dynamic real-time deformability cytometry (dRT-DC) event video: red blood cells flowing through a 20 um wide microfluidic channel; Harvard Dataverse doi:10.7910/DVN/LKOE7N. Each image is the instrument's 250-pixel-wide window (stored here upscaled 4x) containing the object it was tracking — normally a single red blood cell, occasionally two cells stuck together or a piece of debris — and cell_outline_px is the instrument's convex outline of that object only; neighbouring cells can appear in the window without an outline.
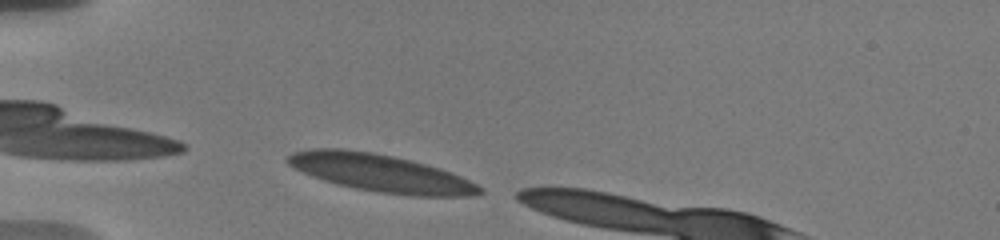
{"species": "human", "species_latin": "Homo sapiens", "temperature_condition": "warm", "stored_images_in_passage": 35, "camera_frame_rate_fps": 3000, "um_per_image_px": 0.085, "donor": {"sex": "male"}, "frame": {"image": 1, "passage_image": 2, "time_ms": 0.333, "image_size_px": [1000, 240], "cell_outline_px": [[484, 192], [472, 196], [412, 196], [380, 192], [356, 188], [336, 184], [324, 180], [304, 172], [288, 164], [284, 160], [292, 152], [308, 148], [344, 148], [372, 152], [412, 160], [440, 168], [452, 172], [484, 188]], "centroid_in_image_um": [32.36, 14.7], "position_along_channel_um": 52.6, "area_um2": 41.96}}
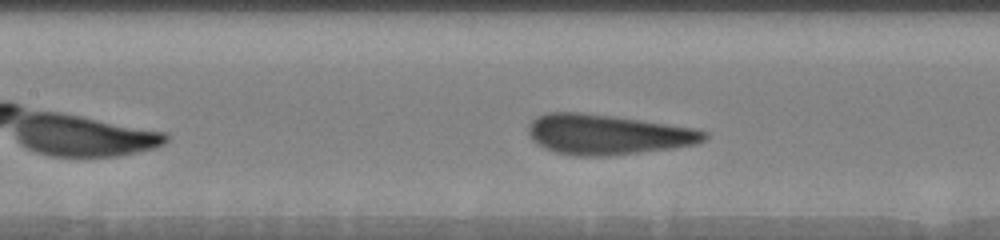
{"frame": {"image": 2, "passage_image": 12, "time_ms": 3.667, "image_size_px": [1000, 240], "cell_outline_px": [[708, 136], [704, 140], [696, 144], [672, 148], [600, 156], [576, 156], [556, 152], [532, 140], [528, 136], [528, 124], [536, 116], [548, 112], [580, 112], [616, 116], [696, 128], [708, 132]], "centroid_in_image_um": [51.63, 11.41], "position_along_channel_um": 155.8, "area_um2": 41.04}}
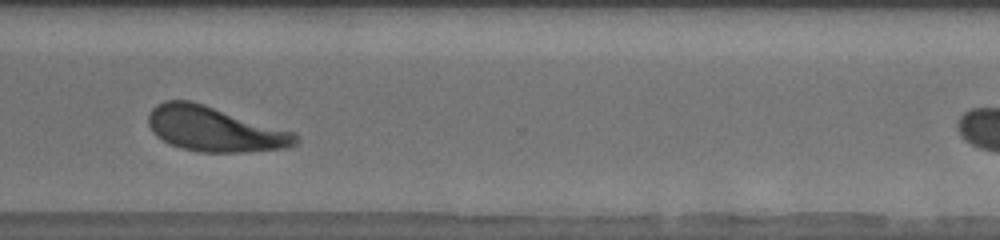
{"frame": {"image": 3, "passage_image": 28, "time_ms": 9.0, "image_size_px": [1000, 240], "cell_outline_px": [[300, 140], [296, 144], [288, 148], [244, 152], [200, 152], [180, 148], [156, 136], [152, 132], [148, 124], [148, 116], [152, 108], [156, 104], [164, 100], [192, 100], [296, 132], [300, 136]], "centroid_in_image_um": [18.27, 10.96], "position_along_channel_um": 352.3, "area_um2": 38.96}}